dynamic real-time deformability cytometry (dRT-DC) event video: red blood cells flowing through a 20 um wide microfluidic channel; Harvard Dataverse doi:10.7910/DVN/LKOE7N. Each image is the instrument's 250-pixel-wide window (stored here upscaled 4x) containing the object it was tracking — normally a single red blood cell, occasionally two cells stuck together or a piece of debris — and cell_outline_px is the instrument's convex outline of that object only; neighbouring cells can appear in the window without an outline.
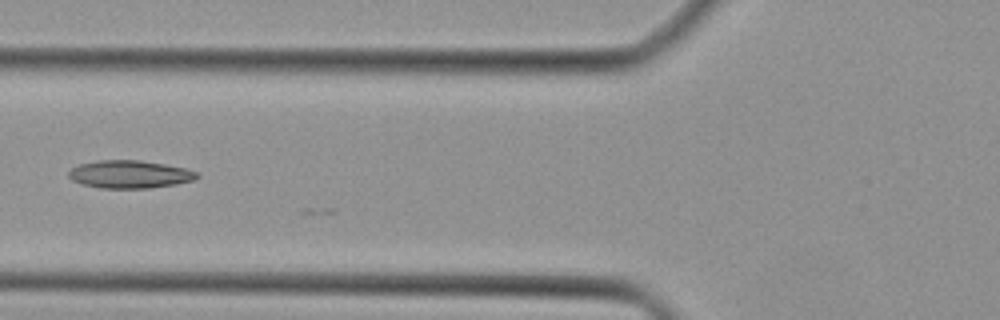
{"species": "Egyptian fruit bat (a non-hibernating species)", "species_latin": "Rousettus aegyptiacus", "temperature_condition": "cold", "stored_images_in_passage": 21, "camera_frame_rate_fps": 3000, "um_per_image_px": 0.085, "animal": {"sex": "female"}, "frame": {"image": 1, "passage_image": 18, "time_ms": 5.667, "image_size_px": [1000, 320], "cell_outline_px": [[200, 176], [192, 180], [176, 184], [148, 188], [100, 188], [84, 184], [72, 180], [68, 176], [68, 172], [72, 168], [80, 164], [100, 160], [140, 160], [164, 164], [184, 168], [196, 172]], "centroid_in_image_um": [11.01, 14.81], "position_along_channel_um": 114.8, "area_um2": 20.58}}